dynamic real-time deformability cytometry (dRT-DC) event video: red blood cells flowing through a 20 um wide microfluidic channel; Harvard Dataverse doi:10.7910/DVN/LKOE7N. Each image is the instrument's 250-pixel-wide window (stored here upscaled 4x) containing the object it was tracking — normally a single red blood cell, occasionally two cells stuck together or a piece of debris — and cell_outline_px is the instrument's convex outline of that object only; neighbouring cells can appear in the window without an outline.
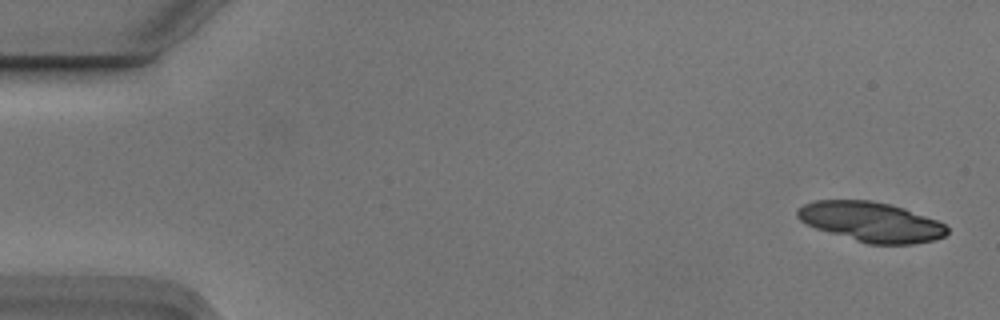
{"species": "Egyptian fruit bat (a non-hibernating species)", "species_latin": "Rousettus aegyptiacus", "temperature_condition": "cold", "stored_images_in_passage": 6, "camera_frame_rate_fps": 3000, "um_per_image_px": 0.085, "animal": {"sex": "male"}, "frame": {"image": 1, "passage_image": 1, "time_ms": 0.0, "image_size_px": [1000, 320], "cell_outline_px": [[948, 232], [944, 236], [936, 240], [912, 244], [868, 244], [816, 228], [800, 220], [796, 216], [796, 212], [804, 204], [812, 200], [872, 200], [904, 208], [936, 220], [944, 224], [948, 228]], "centroid_in_image_um": [74.05, 18.85], "position_along_channel_um": 10.9, "area_um2": 34.51}}